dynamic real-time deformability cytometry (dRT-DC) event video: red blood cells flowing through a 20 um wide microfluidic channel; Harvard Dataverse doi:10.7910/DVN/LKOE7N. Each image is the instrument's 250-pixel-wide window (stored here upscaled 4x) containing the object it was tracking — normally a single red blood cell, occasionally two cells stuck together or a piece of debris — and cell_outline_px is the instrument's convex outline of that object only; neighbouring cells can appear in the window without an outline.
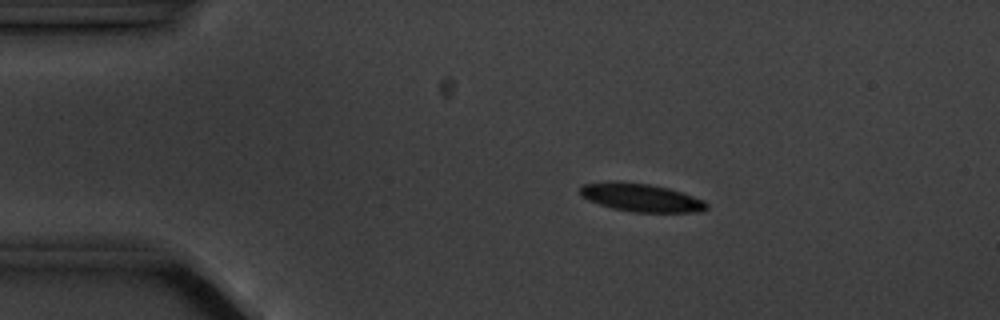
{"species": "common noctule bat (a hibernating species)", "species_latin": "Nyctalus noctula", "temperature_condition": "cold", "stored_images_in_passage": 7, "camera_frame_rate_fps": 3000, "um_per_image_px": 0.085, "animal": {"sex": "male", "body_mass_g": 20.1, "forearm_length_mm": 53.5}, "frame": {"image": 1, "passage_image": 1, "time_ms": 0.0, "image_size_px": [1000, 320], "cell_outline_px": [[708, 208], [696, 212], [632, 212], [612, 208], [588, 200], [580, 196], [580, 184], [608, 180], [648, 184], [668, 188], [704, 200], [708, 204]], "centroid_in_image_um": [54.42, 16.78], "position_along_channel_um": 30.6, "area_um2": 20.81}}
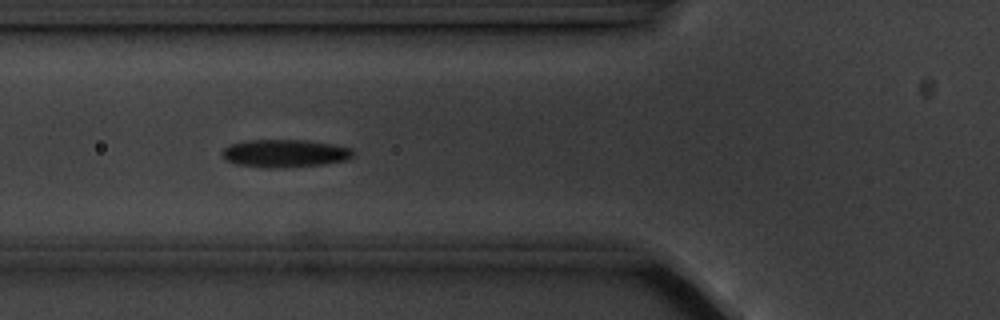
{"frame": {"image": 2, "passage_image": 4, "time_ms": 3.333, "image_size_px": [1000, 320], "cell_outline_px": [[352, 156], [344, 160], [324, 164], [284, 168], [264, 168], [236, 164], [224, 160], [220, 152], [228, 144], [248, 140], [308, 140], [332, 144], [352, 148]], "centroid_in_image_um": [24.14, 13.04], "position_along_channel_um": 101.7, "area_um2": 21.44}}
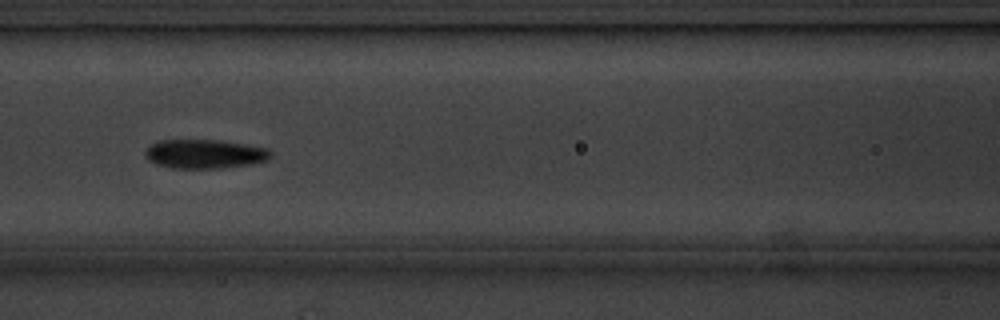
{"frame": {"image": 3, "passage_image": 5, "time_ms": 4.667, "image_size_px": [1000, 320], "cell_outline_px": [[272, 152], [268, 160], [252, 164], [224, 168], [172, 168], [156, 164], [148, 160], [144, 156], [144, 152], [152, 144], [160, 140], [220, 140], [268, 148]], "centroid_in_image_um": [17.41, 13.09], "position_along_channel_um": 149.2, "area_um2": 21.33}}